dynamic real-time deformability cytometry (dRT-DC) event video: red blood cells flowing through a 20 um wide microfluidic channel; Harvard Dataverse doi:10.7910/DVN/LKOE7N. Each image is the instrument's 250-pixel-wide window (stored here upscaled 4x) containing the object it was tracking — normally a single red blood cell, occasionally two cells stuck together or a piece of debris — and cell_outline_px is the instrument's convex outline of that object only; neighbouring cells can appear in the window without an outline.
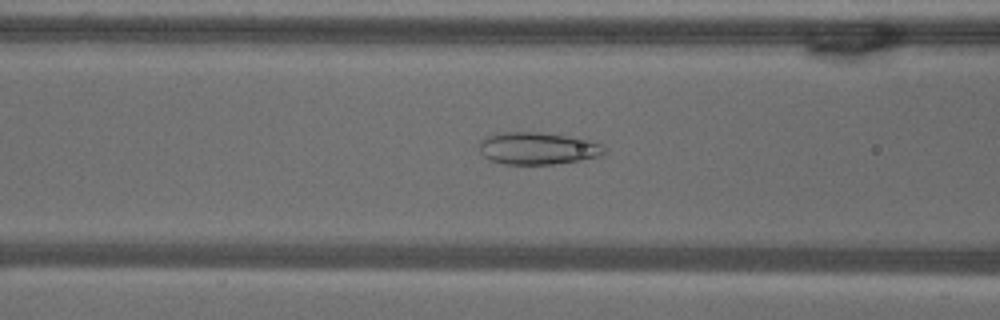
{"species": "common noctule bat (a hibernating species)", "species_latin": "Nyctalus noctula", "temperature_condition": "warm", "stored_images_in_passage": 52, "camera_frame_rate_fps": 3000, "um_per_image_px": 0.085, "animal": {"sex": "male", "body_mass_g": 18.8}, "frame": {"image": 1, "passage_image": 20, "time_ms": 6.333, "image_size_px": [1000, 320], "cell_outline_px": [[608, 152], [600, 156], [580, 160], [552, 164], [504, 164], [488, 160], [480, 152], [480, 140], [488, 136], [504, 132], [540, 132], [588, 140], [600, 144]], "centroid_in_image_um": [45.68, 12.62], "position_along_channel_um": 120.9, "area_um2": 23.29}}
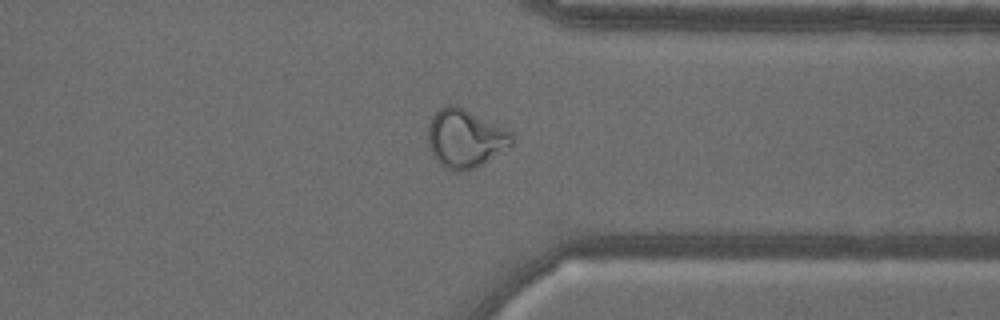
{"frame": {"image": 2, "passage_image": 40, "time_ms": 13.0, "image_size_px": [1000, 320], "cell_outline_px": [[512, 144], [480, 164], [464, 172], [456, 172], [444, 168], [436, 160], [428, 144], [428, 124], [432, 116], [440, 108], [448, 104], [456, 104], [512, 132]], "centroid_in_image_um": [39.48, 11.75], "position_along_channel_um": 371.9, "area_um2": 28.15}}
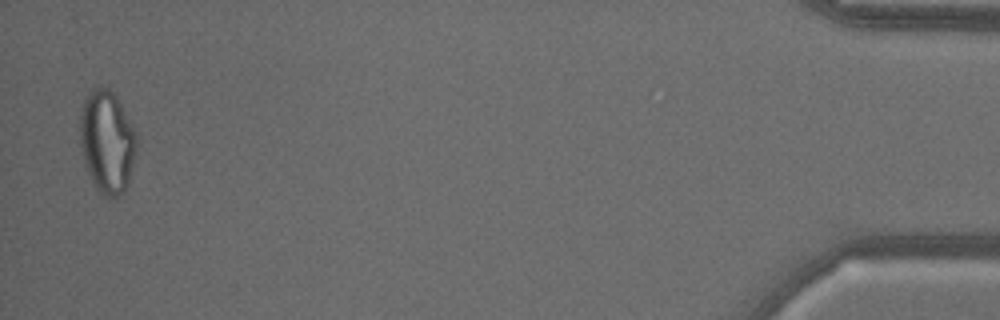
{"frame": {"image": 3, "passage_image": 51, "time_ms": 16.667, "image_size_px": [1000, 320], "cell_outline_px": [[136, 152], [128, 180], [124, 192], [116, 200], [108, 200], [96, 188], [88, 172], [84, 160], [80, 144], [80, 112], [84, 100], [92, 88], [100, 84], [108, 88], [116, 96], [136, 132]], "centroid_in_image_um": [9.09, 12.06], "position_along_channel_um": 426.1, "area_um2": 34.04}, "authors_computed_cell_mechanics": {"area_um2": 29.3335, "velocity_mm_per_s": 3.7998, "shape_relaxation_time_tau1_ms": null, "shape_relaxation_time_tau2_ms": 0.9352, "deformation_change_tau1": null, "deformation_change_tau2": 0.0769}}